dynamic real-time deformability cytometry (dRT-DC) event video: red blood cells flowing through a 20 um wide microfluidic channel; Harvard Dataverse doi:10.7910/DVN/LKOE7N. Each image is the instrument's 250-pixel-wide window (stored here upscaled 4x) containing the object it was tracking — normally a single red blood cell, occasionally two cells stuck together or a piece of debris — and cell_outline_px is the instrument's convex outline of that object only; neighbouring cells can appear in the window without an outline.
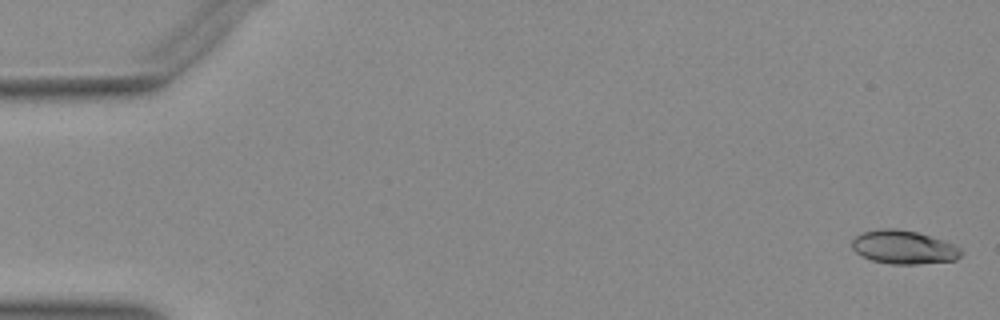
{"species": "Egyptian fruit bat (a non-hibernating species)", "species_latin": "Rousettus aegyptiacus", "temperature_condition": "warm", "stored_images_in_passage": 52, "camera_frame_rate_fps": 3000, "um_per_image_px": 0.085, "animal": {"sex": "female"}, "frame": {"image": 1, "passage_image": 1, "time_ms": 0.0, "image_size_px": [1000, 320], "cell_outline_px": [[960, 256], [956, 260], [916, 264], [892, 264], [872, 260], [856, 252], [852, 248], [852, 240], [856, 236], [864, 232], [880, 228], [896, 228], [916, 232], [944, 240], [956, 244], [960, 248]], "centroid_in_image_um": [76.83, 21.0], "position_along_channel_um": 8.2, "area_um2": 21.21}}
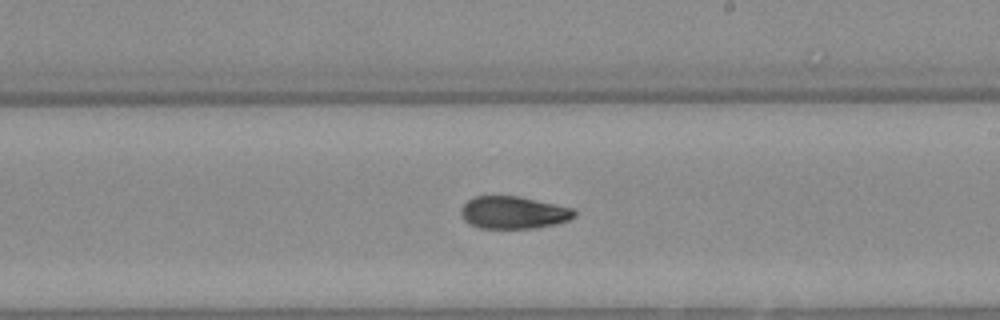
{"frame": {"image": 2, "passage_image": 30, "time_ms": 9.667, "image_size_px": [1000, 320], "cell_outline_px": [[576, 216], [568, 220], [556, 224], [532, 228], [480, 228], [464, 220], [460, 212], [464, 204], [468, 200], [476, 196], [520, 196], [556, 204], [572, 208], [576, 212]], "centroid_in_image_um": [43.66, 18.06], "position_along_channel_um": 245.3, "area_um2": 21.33}}
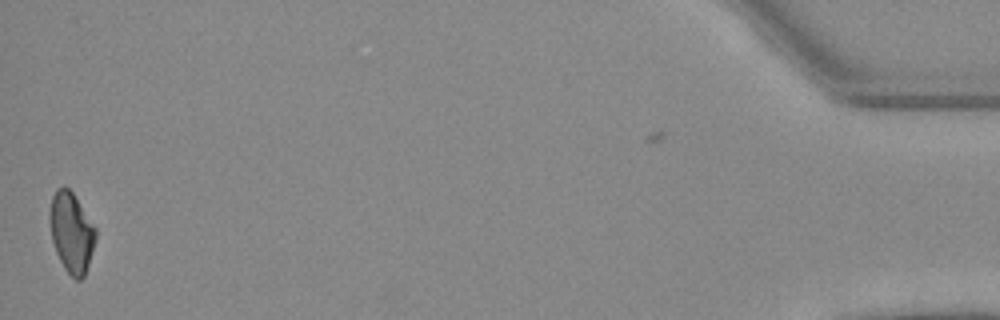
{"frame": {"image": 3, "passage_image": 51, "time_ms": 16.667, "image_size_px": [1000, 320], "cell_outline_px": [[96, 236], [88, 264], [84, 276], [80, 280], [76, 280], [64, 268], [56, 252], [52, 240], [48, 220], [48, 212], [52, 196], [56, 188], [64, 184], [72, 192], [96, 228]], "centroid_in_image_um": [6.03, 19.71], "position_along_channel_um": 429.2, "area_um2": 21.44}}